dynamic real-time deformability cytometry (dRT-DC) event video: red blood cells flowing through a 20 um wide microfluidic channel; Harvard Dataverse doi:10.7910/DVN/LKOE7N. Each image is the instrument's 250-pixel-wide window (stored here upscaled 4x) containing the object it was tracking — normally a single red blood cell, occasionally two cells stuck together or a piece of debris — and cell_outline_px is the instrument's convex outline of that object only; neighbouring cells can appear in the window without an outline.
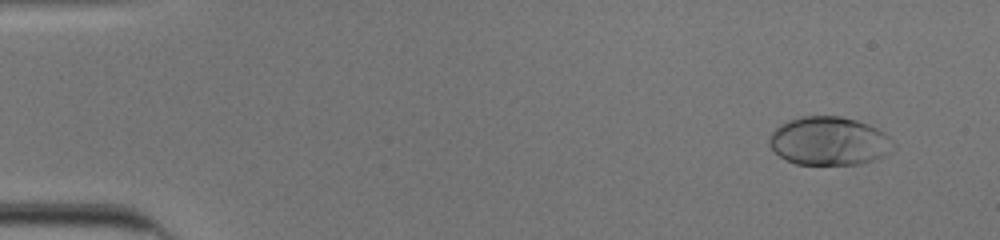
{"species": "human", "species_latin": "Homo sapiens", "temperature_condition": "cold", "stored_images_in_passage": 53, "camera_frame_rate_fps": 3000, "um_per_image_px": 0.085, "donor": {"sex": "male"}, "frame": {"image": 1, "passage_image": 4, "time_ms": 1.0, "image_size_px": [1000, 240], "cell_outline_px": [[896, 148], [892, 152], [884, 156], [860, 164], [796, 164], [780, 156], [768, 144], [768, 136], [780, 124], [788, 120], [800, 116], [840, 116], [856, 120], [868, 124], [884, 132], [896, 144]], "centroid_in_image_um": [70.49, 11.98], "position_along_channel_um": 14.5, "area_um2": 35.26}}
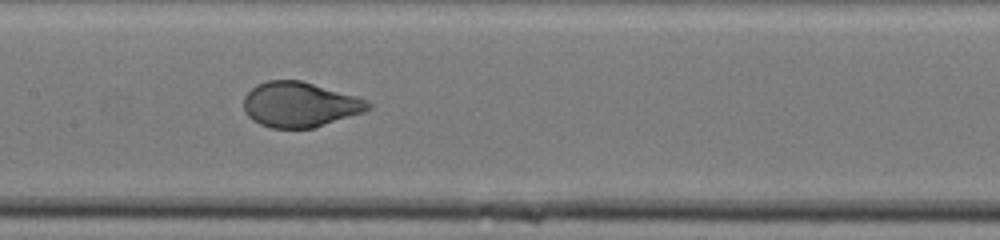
{"frame": {"image": 2, "passage_image": 27, "time_ms": 8.667, "image_size_px": [1000, 240], "cell_outline_px": [[372, 108], [364, 112], [312, 128], [272, 128], [260, 124], [252, 120], [244, 112], [244, 96], [256, 84], [268, 80], [300, 80], [356, 96], [368, 100], [372, 104]], "centroid_in_image_um": [25.48, 8.88], "position_along_channel_um": 181.9, "area_um2": 32.66}}
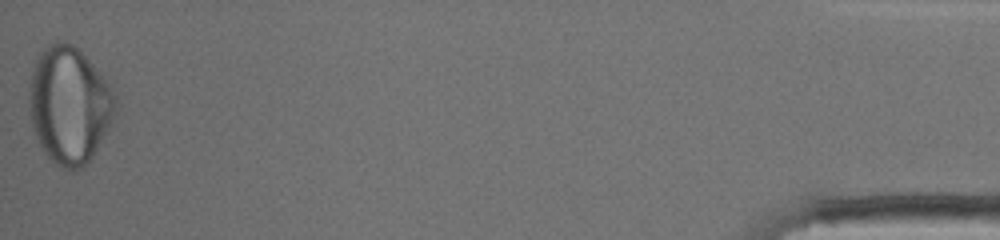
{"frame": {"image": 3, "passage_image": 53, "time_ms": 17.333, "image_size_px": [1000, 240], "cell_outline_px": [[120, 104], [108, 128], [96, 148], [88, 160], [76, 172], [72, 172], [56, 164], [44, 152], [36, 136], [32, 124], [32, 72], [36, 60], [40, 52], [48, 44], [56, 40], [64, 40], [72, 44], [92, 64], [112, 88]], "centroid_in_image_um": [5.93, 8.92], "position_along_channel_um": 429.3, "area_um2": 57.68}, "authors_computed_cell_mechanics": {"area_um2": 34.4488, "velocity_mm_per_s": 3.8896, "shape_relaxation_time_tau1_ms": 5.7336, "shape_relaxation_time_tau2_ms": null, "deformation_change_tau1": 0.2495, "deformation_change_tau2": null}}